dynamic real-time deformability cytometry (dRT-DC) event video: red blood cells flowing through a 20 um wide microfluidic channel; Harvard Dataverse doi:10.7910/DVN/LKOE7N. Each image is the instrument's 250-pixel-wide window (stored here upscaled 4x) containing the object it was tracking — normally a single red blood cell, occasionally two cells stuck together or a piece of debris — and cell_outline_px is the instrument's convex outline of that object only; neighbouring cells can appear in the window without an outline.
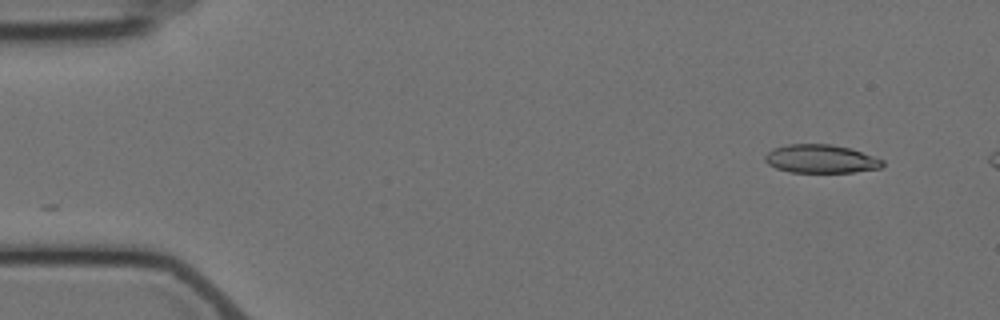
{"species": "Egyptian fruit bat (a non-hibernating species)", "species_latin": "Rousettus aegyptiacus", "temperature_condition": "cold", "stored_images_in_passage": 5, "segment_of_instrument_passage": [2, 2], "camera_frame_rate_fps": 3000, "um_per_image_px": 0.085, "animal": {"sex": "female"}, "frame": {"image": 1, "passage_image": 5, "time_ms": 4.667, "image_size_px": [1000, 320], "cell_outline_px": [[884, 164], [880, 168], [852, 172], [788, 172], [776, 168], [768, 164], [764, 160], [764, 156], [772, 148], [788, 144], [828, 144], [852, 148], [884, 160]], "centroid_in_image_um": [69.76, 13.5], "position_along_channel_um": 15.2, "area_um2": 19.54}}